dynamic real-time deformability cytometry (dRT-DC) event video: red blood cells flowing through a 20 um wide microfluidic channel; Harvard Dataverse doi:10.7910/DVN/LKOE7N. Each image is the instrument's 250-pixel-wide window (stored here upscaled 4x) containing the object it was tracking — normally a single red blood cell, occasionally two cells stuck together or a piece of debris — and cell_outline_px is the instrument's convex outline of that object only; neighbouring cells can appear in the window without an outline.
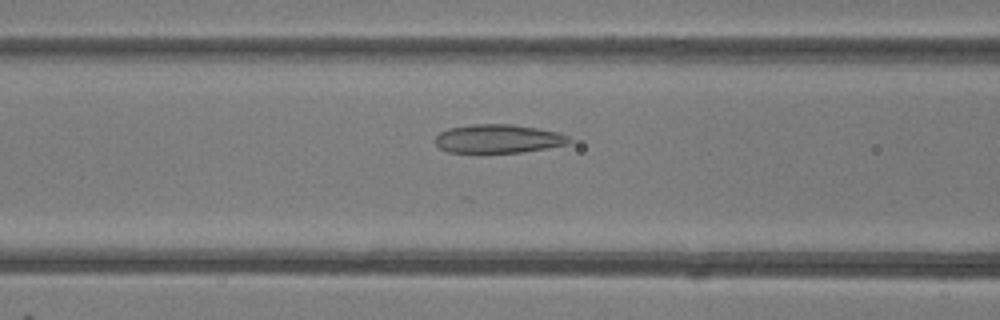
{"species": "common noctule bat (a hibernating species)", "species_latin": "Nyctalus noctula", "temperature_condition": "room temperature", "stored_images_in_passage": 49, "camera_frame_rate_fps": 3000, "um_per_image_px": 0.085, "animal": {"sex": "female"}, "frame": {"image": 1, "passage_image": 20, "time_ms": 6.333, "image_size_px": [1000, 320], "cell_outline_px": [[572, 140], [568, 144], [520, 152], [448, 152], [440, 148], [436, 144], [436, 136], [440, 132], [448, 128], [472, 124], [512, 124], [536, 128], [556, 132], [568, 136]], "centroid_in_image_um": [42.33, 11.78], "position_along_channel_um": 124.3, "area_um2": 22.08}}
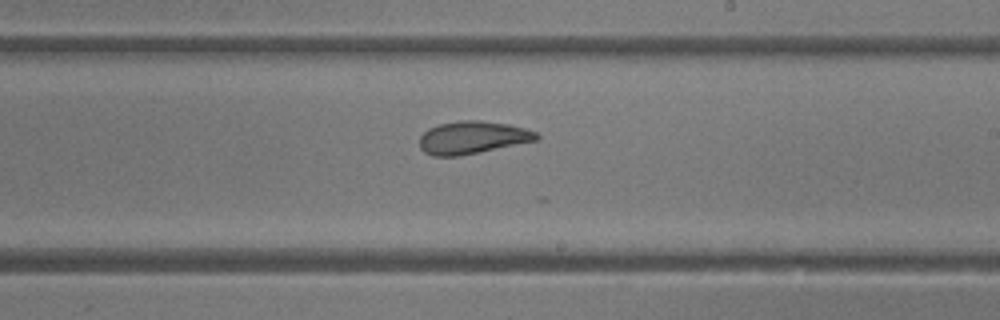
{"frame": {"image": 2, "passage_image": 29, "time_ms": 9.333, "image_size_px": [1000, 320], "cell_outline_px": [[540, 140], [460, 156], [432, 156], [424, 152], [420, 148], [420, 136], [428, 128], [440, 124], [460, 120], [480, 120], [508, 124], [524, 128], [536, 132], [540, 136]], "centroid_in_image_um": [40.17, 11.69], "position_along_channel_um": 248.8, "area_um2": 22.43}}
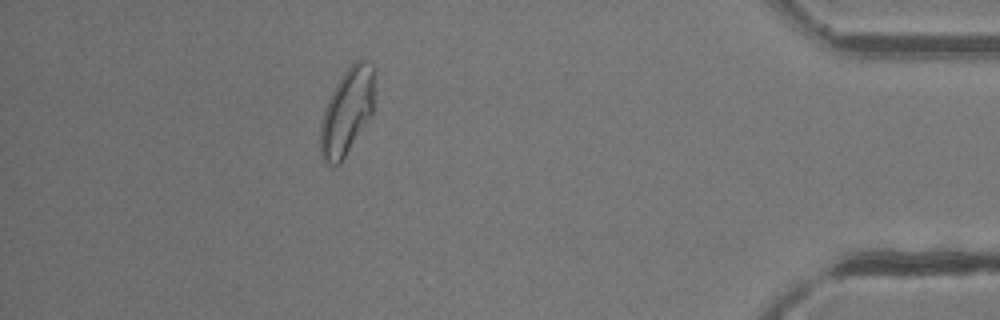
{"frame": {"image": 3, "passage_image": 44, "time_ms": 14.333, "image_size_px": [1000, 320], "cell_outline_px": [[376, 68], [372, 116], [340, 164], [328, 164], [320, 156], [320, 120], [324, 108], [340, 76], [356, 60], [364, 60]], "centroid_in_image_um": [29.51, 9.48], "position_along_channel_um": 405.7, "area_um2": 27.69}, "authors_computed_cell_mechanics": {"area_um2": 25.3164, "velocity_mm_per_s": 4.1617, "shape_relaxation_time_tau1_ms": null, "shape_relaxation_time_tau2_ms": 1.4624, "deformation_change_tau1": null, "deformation_change_tau2": 0.0627}}